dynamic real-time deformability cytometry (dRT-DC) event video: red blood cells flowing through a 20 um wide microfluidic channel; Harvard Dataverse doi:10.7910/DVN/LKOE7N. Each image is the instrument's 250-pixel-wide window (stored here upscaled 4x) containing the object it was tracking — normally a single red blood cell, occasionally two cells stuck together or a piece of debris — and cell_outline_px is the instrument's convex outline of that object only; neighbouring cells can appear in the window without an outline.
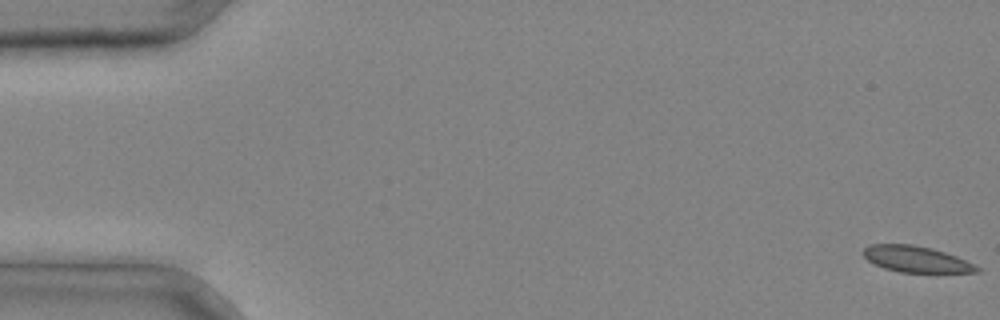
{"species": "common noctule bat (a hibernating species)", "species_latin": "Nyctalus noctula", "temperature_condition": "cold", "stored_images_in_passage": 38, "camera_frame_rate_fps": 3000, "um_per_image_px": 0.085, "animal": {"sex": "male", "body_mass_g": 20.4}, "frame": {"image": 1, "passage_image": 1, "time_ms": 0.0, "image_size_px": [1000, 320], "cell_outline_px": [[980, 272], [900, 272], [884, 268], [868, 260], [864, 256], [864, 248], [868, 244], [912, 244], [932, 248], [956, 256], [980, 268]], "centroid_in_image_um": [77.85, 22.02], "position_along_channel_um": 7.2, "area_um2": 17.05}}
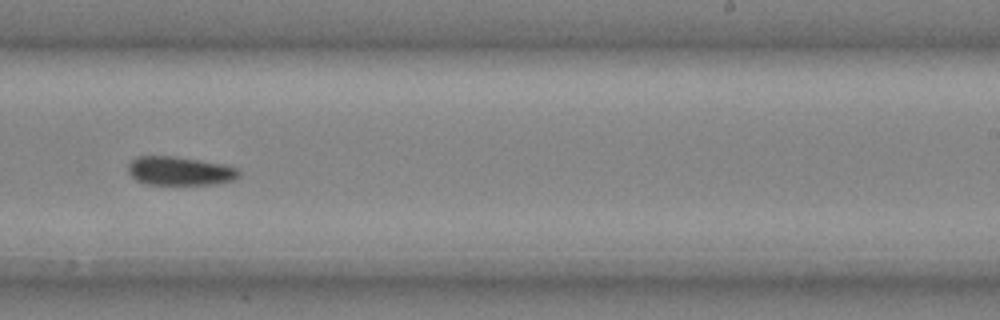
{"frame": {"image": 2, "passage_image": 25, "time_ms": 8.0, "image_size_px": [1000, 320], "cell_outline_px": [[240, 176], [236, 180], [216, 184], [148, 184], [136, 180], [128, 172], [128, 164], [136, 156], [176, 156], [224, 164], [236, 168], [240, 172]], "centroid_in_image_um": [15.3, 14.53], "position_along_channel_um": 273.7, "area_um2": 18.67}}
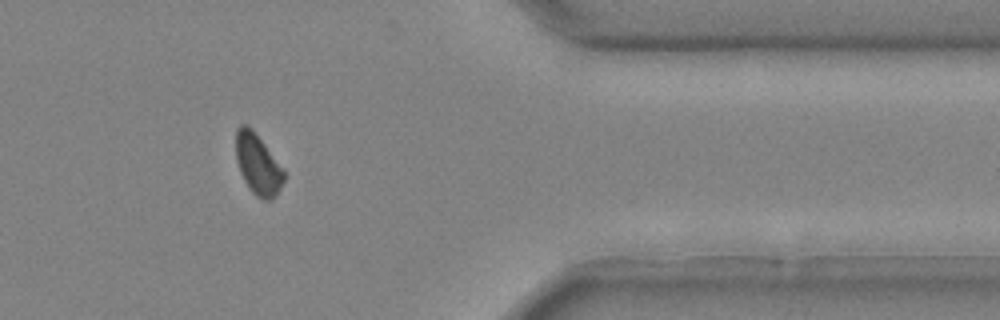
{"frame": {"image": 3, "passage_image": 33, "time_ms": 10.667, "image_size_px": [1000, 320], "cell_outline_px": [[284, 180], [276, 196], [272, 200], [264, 200], [256, 196], [252, 192], [244, 180], [240, 172], [236, 160], [236, 128], [240, 124], [248, 124], [252, 128], [284, 168]], "centroid_in_image_um": [21.92, 13.95], "position_along_channel_um": 389.5, "area_um2": 17.17}}